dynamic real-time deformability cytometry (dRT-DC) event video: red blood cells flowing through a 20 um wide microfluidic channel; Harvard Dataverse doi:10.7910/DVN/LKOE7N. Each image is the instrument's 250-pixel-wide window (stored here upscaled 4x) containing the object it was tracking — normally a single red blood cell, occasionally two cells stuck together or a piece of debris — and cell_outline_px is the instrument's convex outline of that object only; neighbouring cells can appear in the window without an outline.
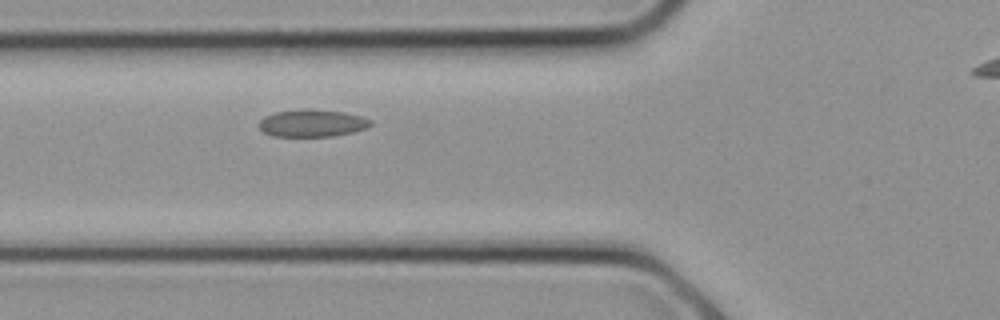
{"species": "common noctule bat (a hibernating species)", "species_latin": "Nyctalus noctula", "temperature_condition": "cold", "stored_images_in_passage": 4, "camera_frame_rate_fps": 3000, "um_per_image_px": 0.085, "animal": {"sex": "female", "body_mass_g": 21.9}, "frame": {"image": 1, "passage_image": 4, "time_ms": 1.0, "image_size_px": [1000, 320], "cell_outline_px": [[372, 124], [368, 128], [352, 132], [332, 136], [272, 136], [264, 132], [260, 128], [260, 120], [264, 116], [276, 112], [304, 108], [308, 108], [344, 112], [360, 116], [372, 120]], "centroid_in_image_um": [26.55, 10.46], "position_along_channel_um": 99.3, "area_um2": 17.8}}